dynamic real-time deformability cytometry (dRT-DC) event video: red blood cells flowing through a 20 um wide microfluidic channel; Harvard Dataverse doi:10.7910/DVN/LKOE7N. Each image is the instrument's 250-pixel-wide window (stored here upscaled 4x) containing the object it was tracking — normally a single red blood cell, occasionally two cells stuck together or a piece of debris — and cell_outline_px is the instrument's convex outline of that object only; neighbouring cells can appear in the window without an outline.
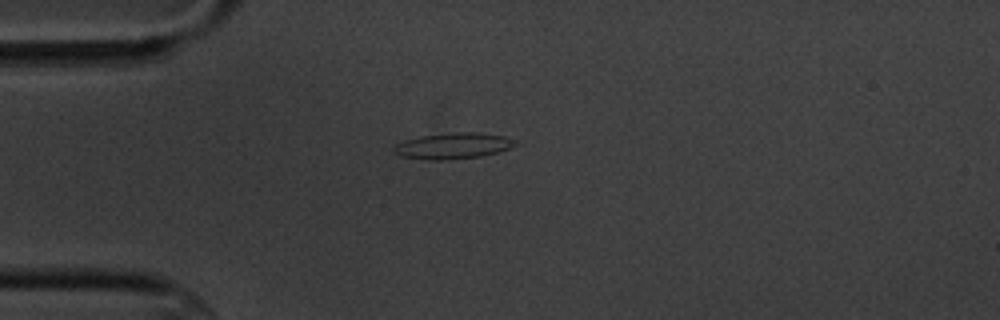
{"species": "common noctule bat (a hibernating species)", "species_latin": "Nyctalus noctula", "temperature_condition": "cold", "stored_images_in_passage": 3, "camera_frame_rate_fps": 3000, "um_per_image_px": 0.085, "animal": {"sex": "male", "body_mass_g": 20.1, "forearm_length_mm": 53.5}, "frame": {"image": 1, "passage_image": 1, "time_ms": 0.0, "image_size_px": [1000, 320], "cell_outline_px": [[516, 144], [512, 148], [480, 156], [440, 160], [428, 160], [400, 156], [392, 148], [396, 144], [404, 140], [420, 136], [456, 132], [476, 132], [504, 136], [516, 140]], "centroid_in_image_um": [38.51, 12.39], "position_along_channel_um": 46.5, "area_um2": 18.26}}
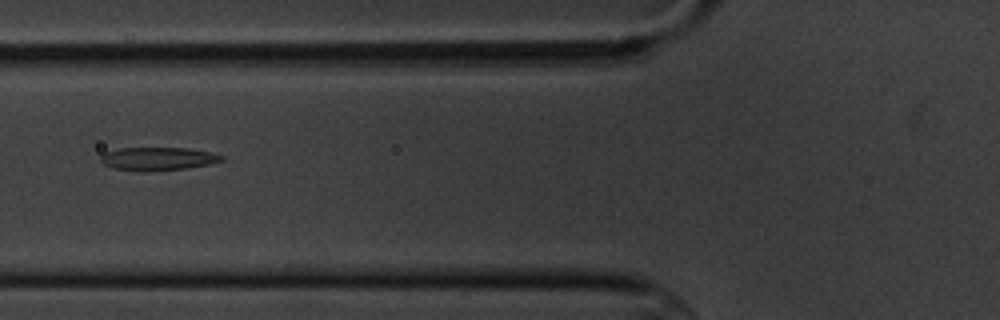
{"frame": {"image": 2, "passage_image": 3, "time_ms": 2.333, "image_size_px": [1000, 320], "cell_outline_px": [[224, 160], [208, 164], [184, 168], [148, 172], [144, 172], [112, 168], [104, 164], [100, 160], [100, 156], [104, 152], [120, 148], [188, 148], [212, 152], [224, 156]], "centroid_in_image_um": [13.4, 13.49], "position_along_channel_um": 112.4, "area_um2": 16.42}}